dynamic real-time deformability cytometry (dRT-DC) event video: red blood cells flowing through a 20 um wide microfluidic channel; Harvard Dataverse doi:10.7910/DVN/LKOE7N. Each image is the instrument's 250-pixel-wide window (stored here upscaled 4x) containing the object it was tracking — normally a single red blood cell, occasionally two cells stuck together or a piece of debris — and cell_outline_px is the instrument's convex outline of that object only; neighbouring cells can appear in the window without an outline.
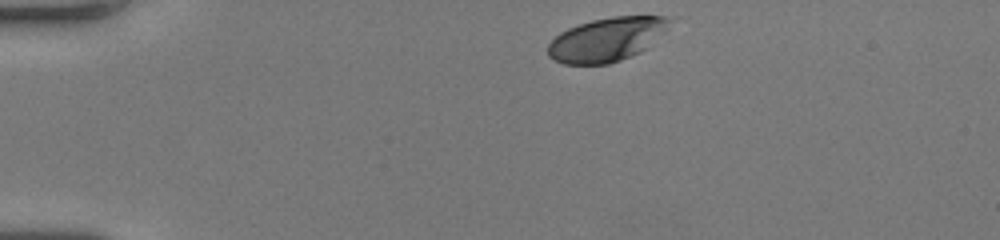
{"species": "human", "species_latin": "Homo sapiens", "temperature_condition": "room temperature", "stored_images_in_passage": 36, "camera_frame_rate_fps": 3000, "um_per_image_px": 0.085, "donor": {"sex": "female"}, "frame": {"image": 1, "passage_image": 1, "time_ms": 0.0, "image_size_px": [1000, 240], "cell_outline_px": [[668, 28], [648, 48], [640, 52], [620, 60], [608, 64], [564, 64], [548, 56], [548, 44], [560, 32], [568, 28], [592, 20], [612, 16], [668, 16]], "centroid_in_image_um": [51.57, 3.35], "position_along_channel_um": 33.4, "area_um2": 30.87}}
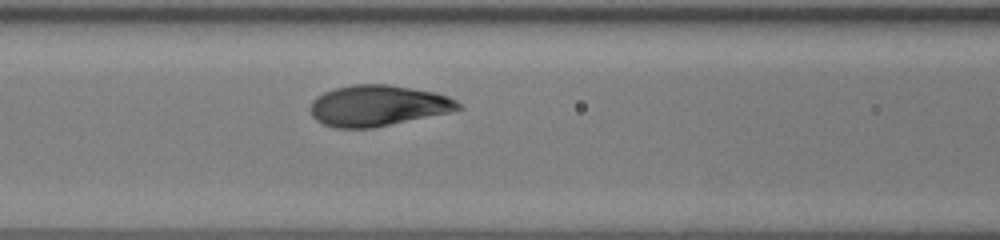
{"frame": {"image": 2, "passage_image": 14, "time_ms": 4.333, "image_size_px": [1000, 240], "cell_outline_px": [[464, 108], [452, 112], [372, 128], [332, 128], [316, 120], [312, 116], [308, 108], [312, 100], [316, 96], [324, 92], [336, 88], [352, 84], [388, 84], [432, 92], [448, 96], [456, 100]], "centroid_in_image_um": [32.09, 8.99], "position_along_channel_um": 134.5, "area_um2": 35.49}}
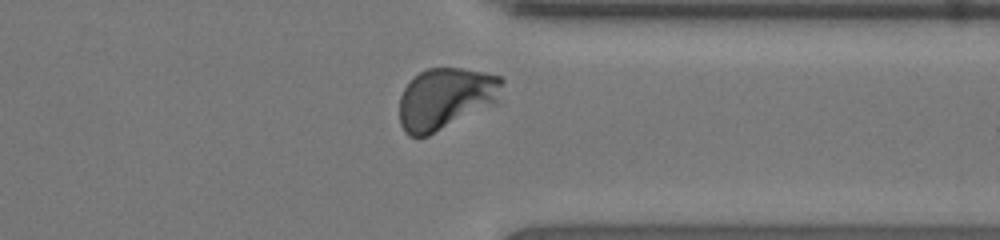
{"frame": {"image": 3, "passage_image": 32, "time_ms": 10.333, "image_size_px": [1000, 240], "cell_outline_px": [[504, 80], [496, 100], [428, 136], [408, 136], [404, 132], [400, 124], [400, 96], [404, 88], [420, 72], [428, 68], [464, 68], [484, 72], [500, 76]], "centroid_in_image_um": [37.81, 8.35], "position_along_channel_um": 373.6, "area_um2": 35.84}, "authors_computed_cell_mechanics": {"area_um2": 35.4025, "velocity_mm_per_s": 3.9807, "shape_relaxation_time_tau1_ms": 2.262, "shape_relaxation_time_tau2_ms": null, "deformation_change_tau1": 0.1566, "deformation_change_tau2": null}}